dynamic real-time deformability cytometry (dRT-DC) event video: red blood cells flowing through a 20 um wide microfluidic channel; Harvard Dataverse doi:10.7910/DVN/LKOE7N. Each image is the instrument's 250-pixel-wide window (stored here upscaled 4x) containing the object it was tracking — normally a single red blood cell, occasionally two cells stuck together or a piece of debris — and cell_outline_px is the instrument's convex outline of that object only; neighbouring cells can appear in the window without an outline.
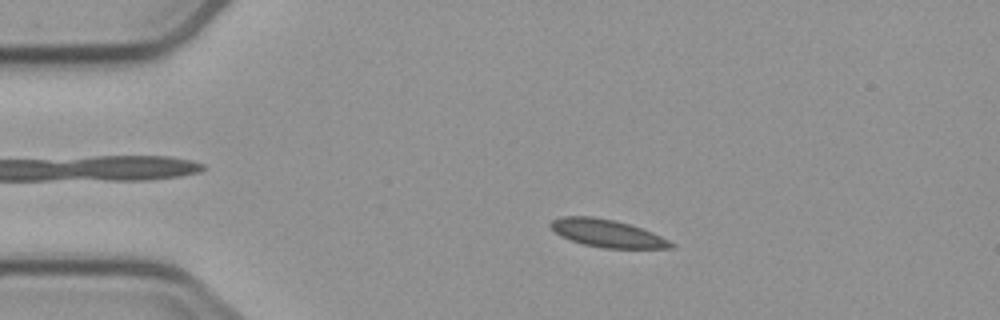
{"species": "common noctule bat (a hibernating species)", "species_latin": "Nyctalus noctula", "temperature_condition": "cold", "stored_images_in_passage": 5, "camera_frame_rate_fps": 3000, "um_per_image_px": 0.085, "animal": {"sex": "male", "body_mass_g": 23.1, "forearm_length_mm": 52.7}, "frame": {"image": 1, "passage_image": 3, "time_ms": 2.333, "image_size_px": [1000, 320], "cell_outline_px": [[676, 248], [604, 248], [584, 244], [560, 236], [548, 224], [552, 220], [560, 216], [592, 216], [612, 220], [628, 224], [652, 232], [676, 244]], "centroid_in_image_um": [51.6, 19.83], "position_along_channel_um": 33.4, "area_um2": 19.19}}
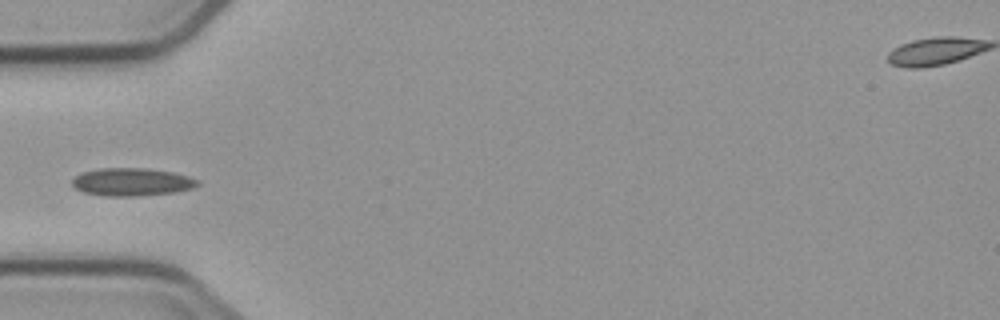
{"frame": {"image": 2, "passage_image": 5, "time_ms": 4.667, "image_size_px": [1000, 320], "cell_outline_px": [[200, 184], [192, 188], [176, 192], [136, 196], [108, 196], [84, 192], [72, 188], [72, 180], [80, 172], [100, 168], [148, 168], [172, 172], [188, 176], [200, 180]], "centroid_in_image_um": [11.2, 15.46], "position_along_channel_um": 73.8, "area_um2": 20.52}}